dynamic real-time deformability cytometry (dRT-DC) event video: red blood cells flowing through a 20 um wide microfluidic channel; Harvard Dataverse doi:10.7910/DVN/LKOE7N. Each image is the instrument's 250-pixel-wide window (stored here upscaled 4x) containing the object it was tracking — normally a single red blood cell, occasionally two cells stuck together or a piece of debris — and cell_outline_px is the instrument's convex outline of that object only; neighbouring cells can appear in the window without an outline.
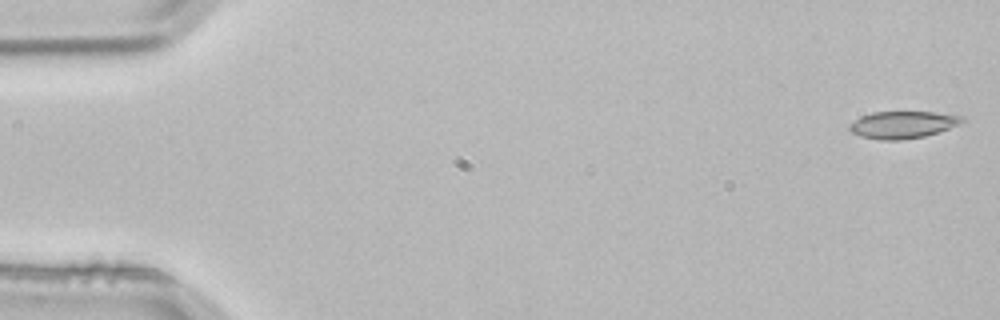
{"species": "common noctule bat (a hibernating species)", "species_latin": "Nyctalus noctula", "temperature_condition": "room temperature", "stored_images_in_passage": 4, "camera_frame_rate_fps": 3000, "um_per_image_px": 0.085, "animal": {"sex": "male", "body_mass_g": 21.5, "forearm_length_mm": 52.0}, "frame": {"image": 1, "passage_image": 1, "time_ms": 0.0, "image_size_px": [1000, 320], "cell_outline_px": [[968, 120], [960, 124], [924, 136], [900, 140], [880, 140], [860, 136], [852, 132], [848, 128], [848, 124], [860, 116], [872, 112], [936, 112], [964, 116]], "centroid_in_image_um": [76.73, 10.59], "position_along_channel_um": 8.3, "area_um2": 17.92}}